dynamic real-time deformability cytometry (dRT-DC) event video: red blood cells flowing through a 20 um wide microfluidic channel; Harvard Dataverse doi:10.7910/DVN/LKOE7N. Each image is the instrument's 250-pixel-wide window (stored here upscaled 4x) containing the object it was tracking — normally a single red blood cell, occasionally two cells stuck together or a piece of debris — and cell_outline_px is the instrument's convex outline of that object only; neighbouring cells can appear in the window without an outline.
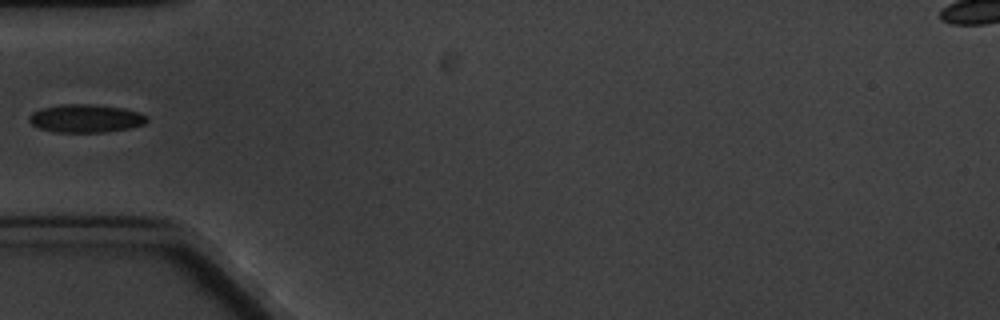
{"species": "common noctule bat (a hibernating species)", "species_latin": "Nyctalus noctula", "temperature_condition": "cold", "stored_images_in_passage": 5, "camera_frame_rate_fps": 3000, "um_per_image_px": 0.085, "animal": {"sex": "male", "body_mass_g": 20.1, "forearm_length_mm": 53.5}, "frame": {"image": 1, "passage_image": 5, "time_ms": 5.333, "image_size_px": [1000, 320], "cell_outline_px": [[148, 120], [144, 124], [128, 128], [108, 132], [56, 132], [36, 128], [28, 120], [28, 116], [32, 112], [44, 108], [60, 104], [92, 104], [124, 108], [140, 112]], "centroid_in_image_um": [7.26, 10.07], "position_along_channel_um": 77.7, "area_um2": 19.36}}